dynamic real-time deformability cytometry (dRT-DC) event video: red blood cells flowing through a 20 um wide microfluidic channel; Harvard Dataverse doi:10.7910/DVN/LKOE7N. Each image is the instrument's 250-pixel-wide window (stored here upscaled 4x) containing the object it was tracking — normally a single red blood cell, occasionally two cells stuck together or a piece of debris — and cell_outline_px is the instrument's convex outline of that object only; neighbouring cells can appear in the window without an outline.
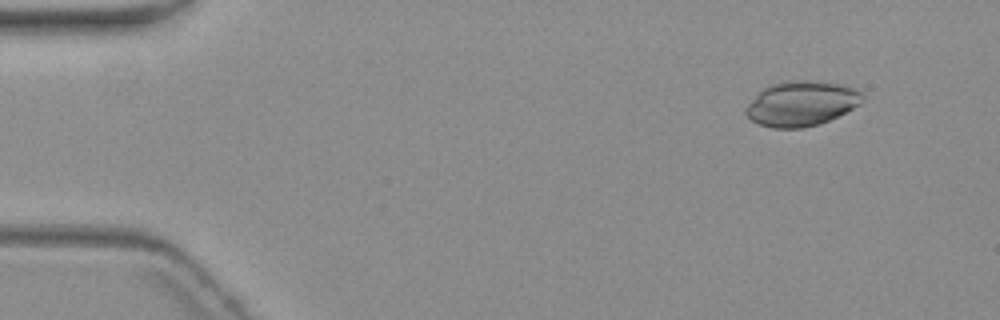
{"species": "common noctule bat (a hibernating species)", "species_latin": "Nyctalus noctula", "temperature_condition": "warm", "stored_images_in_passage": 4, "camera_frame_rate_fps": 3000, "um_per_image_px": 0.085, "animal": {"sex": "female", "body_mass_g": 19.3, "forearm_length_mm": 54.1}, "frame": {"image": 1, "passage_image": 2, "time_ms": 1.0, "image_size_px": [1000, 320], "cell_outline_px": [[864, 100], [860, 104], [820, 124], [804, 128], [772, 128], [760, 124], [752, 120], [744, 112], [744, 108], [764, 88], [772, 84], [804, 80], [816, 80], [844, 84], [856, 88], [864, 92]], "centroid_in_image_um": [68.17, 8.8], "position_along_channel_um": 16.8, "area_um2": 30.46}}
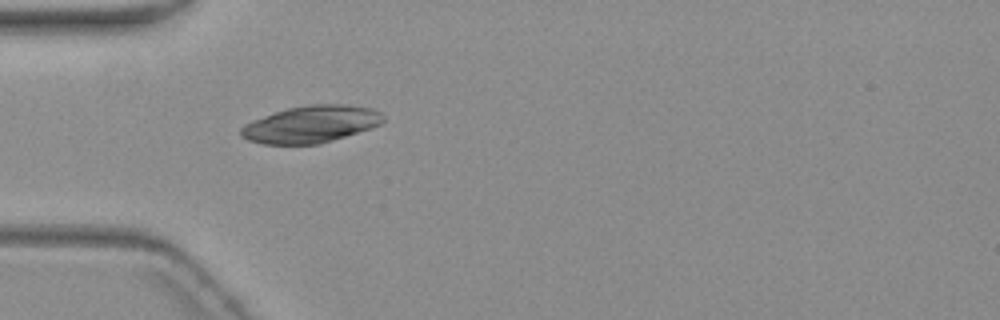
{"frame": {"image": 2, "passage_image": 4, "time_ms": 5.0, "image_size_px": [1000, 320], "cell_outline_px": [[384, 120], [380, 124], [320, 144], [260, 144], [248, 140], [240, 136], [240, 128], [244, 124], [252, 120], [288, 108], [308, 104], [344, 104], [372, 108], [380, 112], [384, 116]], "centroid_in_image_um": [26.39, 10.55], "position_along_channel_um": 58.6, "area_um2": 30.52}}